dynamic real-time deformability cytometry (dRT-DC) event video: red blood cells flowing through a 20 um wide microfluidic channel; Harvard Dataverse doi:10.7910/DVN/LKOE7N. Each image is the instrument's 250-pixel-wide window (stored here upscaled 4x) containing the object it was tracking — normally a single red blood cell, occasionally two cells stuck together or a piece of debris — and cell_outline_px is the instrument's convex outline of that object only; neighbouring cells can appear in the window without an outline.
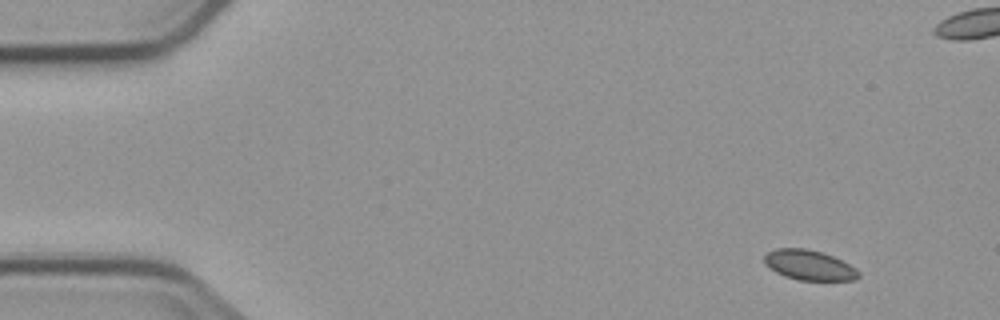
{"species": "common noctule bat (a hibernating species)", "species_latin": "Nyctalus noctula", "temperature_condition": "cold", "stored_images_in_passage": 6, "camera_frame_rate_fps": 3000, "um_per_image_px": 0.085, "animal": {"sex": "male", "body_mass_g": 23.1, "forearm_length_mm": 52.7}, "frame": {"image": 1, "passage_image": 1, "time_ms": 0.0, "image_size_px": [1000, 320], "cell_outline_px": [[860, 276], [856, 280], [796, 280], [784, 276], [776, 272], [764, 264], [764, 256], [768, 252], [776, 248], [804, 248], [820, 252], [832, 256], [856, 268], [860, 272]], "centroid_in_image_um": [68.76, 22.54], "position_along_channel_um": 16.2, "area_um2": 16.47}}
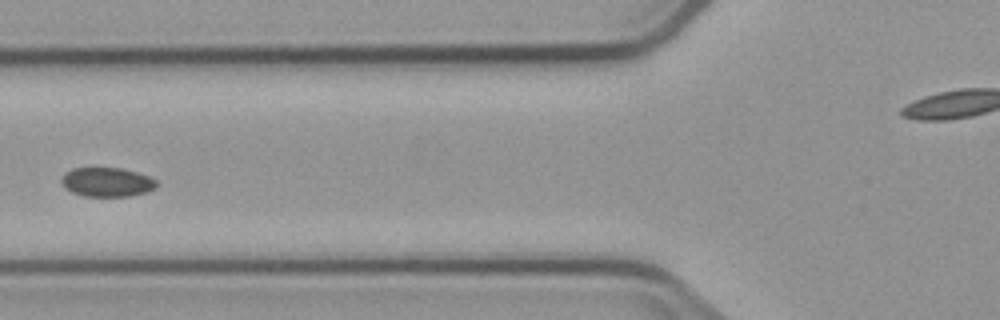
{"frame": {"image": 2, "passage_image": 6, "time_ms": 5.667, "image_size_px": [1000, 320], "cell_outline_px": [[160, 184], [156, 188], [148, 192], [128, 196], [84, 196], [72, 192], [64, 188], [60, 180], [64, 172], [72, 168], [120, 168], [152, 176]], "centroid_in_image_um": [9.12, 15.47], "position_along_channel_um": 116.7, "area_um2": 16.47}}